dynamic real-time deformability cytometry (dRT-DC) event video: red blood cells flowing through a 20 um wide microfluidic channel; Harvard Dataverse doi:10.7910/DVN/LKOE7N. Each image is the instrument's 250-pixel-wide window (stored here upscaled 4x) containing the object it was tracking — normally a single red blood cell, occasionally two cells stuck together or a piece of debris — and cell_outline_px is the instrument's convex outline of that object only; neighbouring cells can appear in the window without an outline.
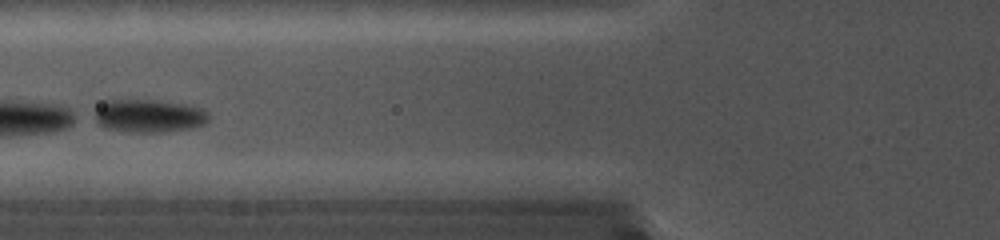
{"species": "common noctule bat (a hibernating species)", "species_latin": "Nyctalus noctula", "temperature_condition": "cold", "stored_images_in_passage": 2, "camera_frame_rate_fps": 5000, "um_per_image_px": 0.085, "animal": {"sex": "female", "body_mass_g": 19.0, "forearm_length_mm": 56.7}, "frame": {"image": 1, "passage_image": 2, "time_ms": 0.2, "image_size_px": [1000, 240], "cell_outline_px": [[208, 120], [204, 124], [192, 128], [164, 132], [132, 132], [108, 128], [96, 124], [88, 120], [88, 116], [104, 100], [156, 100], [180, 104], [200, 108], [208, 112]], "centroid_in_image_um": [12.52, 9.85], "position_along_channel_um": 113.3, "area_um2": 22.37}}